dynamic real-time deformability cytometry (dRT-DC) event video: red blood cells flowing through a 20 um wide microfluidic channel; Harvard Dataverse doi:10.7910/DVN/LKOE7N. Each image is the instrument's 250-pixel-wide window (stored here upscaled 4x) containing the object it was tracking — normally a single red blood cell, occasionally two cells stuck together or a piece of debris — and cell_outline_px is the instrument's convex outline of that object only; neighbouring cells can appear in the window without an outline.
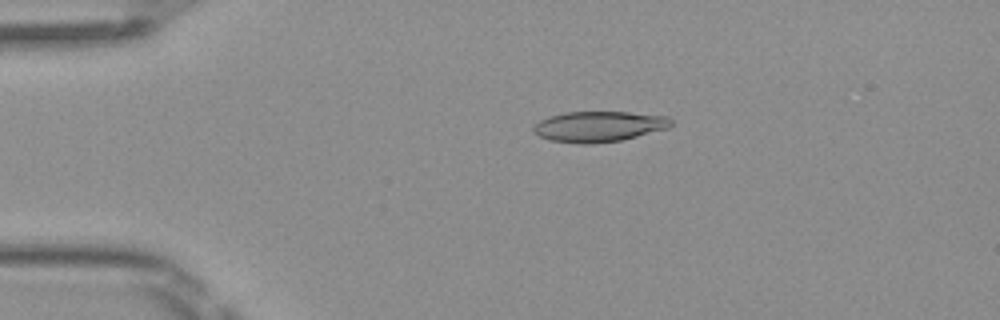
{"species": "Egyptian fruit bat (a non-hibernating species)", "species_latin": "Rousettus aegyptiacus", "temperature_condition": "room temperature", "stored_images_in_passage": 4, "camera_frame_rate_fps": 3000, "um_per_image_px": 0.085, "frame": {"image": 1, "passage_image": 3, "time_ms": 0.667, "image_size_px": [1000, 320], "cell_outline_px": [[672, 124], [668, 128], [620, 140], [588, 144], [580, 144], [548, 140], [532, 132], [532, 124], [548, 116], [564, 112], [628, 112], [668, 116], [672, 120]], "centroid_in_image_um": [50.84, 10.74], "position_along_channel_um": 34.2, "area_um2": 24.62}}